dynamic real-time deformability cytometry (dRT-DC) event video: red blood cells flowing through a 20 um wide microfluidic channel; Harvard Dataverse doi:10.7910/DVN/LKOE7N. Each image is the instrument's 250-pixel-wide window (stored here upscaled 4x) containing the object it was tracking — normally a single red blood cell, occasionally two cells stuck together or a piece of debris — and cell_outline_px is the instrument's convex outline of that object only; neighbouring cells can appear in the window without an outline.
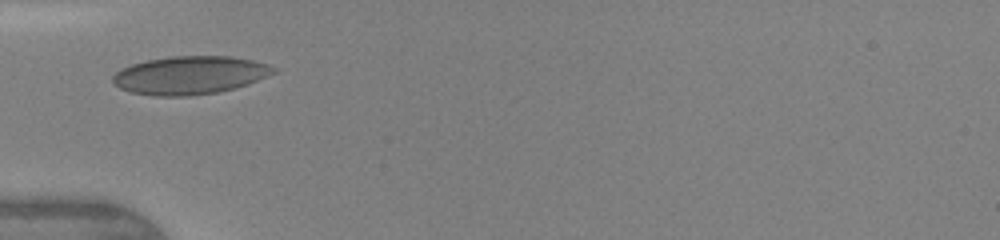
{"species": "human", "species_latin": "Homo sapiens", "temperature_condition": "warm", "stored_images_in_passage": 31, "camera_frame_rate_fps": 3000, "um_per_image_px": 0.085, "donor": {"sex": "female"}, "frame": {"image": 1, "passage_image": 1, "time_ms": 0.0, "image_size_px": [1000, 240], "cell_outline_px": [[280, 68], [276, 72], [268, 76], [248, 84], [236, 88], [216, 92], [188, 96], [152, 96], [132, 92], [120, 88], [112, 80], [112, 76], [120, 68], [132, 64], [148, 60], [172, 56], [232, 56], [252, 60], [268, 64]], "centroid_in_image_um": [16.18, 6.39], "position_along_channel_um": 68.8, "area_um2": 35.89}}
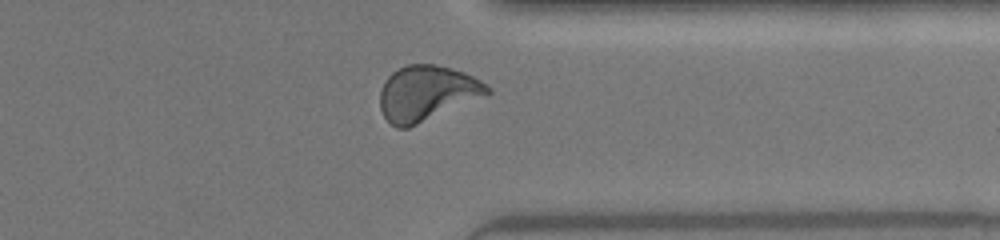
{"frame": {"image": 2, "passage_image": 22, "time_ms": 7.0, "image_size_px": [1000, 240], "cell_outline_px": [[492, 92], [488, 96], [408, 128], [396, 128], [384, 116], [380, 108], [380, 92], [384, 80], [392, 72], [404, 64], [436, 64], [464, 72], [488, 84], [492, 88]], "centroid_in_image_um": [36.32, 7.92], "position_along_channel_um": 375.1, "area_um2": 35.03}}